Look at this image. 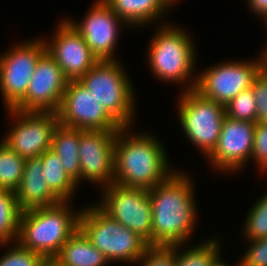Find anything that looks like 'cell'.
<instances>
[{
	"instance_id": "1",
	"label": "cell",
	"mask_w": 267,
	"mask_h": 266,
	"mask_svg": "<svg viewBox=\"0 0 267 266\" xmlns=\"http://www.w3.org/2000/svg\"><path fill=\"white\" fill-rule=\"evenodd\" d=\"M193 182L187 172L179 169L148 190L153 218L152 245L185 246L191 240L198 213Z\"/></svg>"
},
{
	"instance_id": "2",
	"label": "cell",
	"mask_w": 267,
	"mask_h": 266,
	"mask_svg": "<svg viewBox=\"0 0 267 266\" xmlns=\"http://www.w3.org/2000/svg\"><path fill=\"white\" fill-rule=\"evenodd\" d=\"M132 130L122 127L116 133L113 183L150 190L176 169L170 167L166 147L157 135Z\"/></svg>"
},
{
	"instance_id": "3",
	"label": "cell",
	"mask_w": 267,
	"mask_h": 266,
	"mask_svg": "<svg viewBox=\"0 0 267 266\" xmlns=\"http://www.w3.org/2000/svg\"><path fill=\"white\" fill-rule=\"evenodd\" d=\"M72 207L70 201H60L52 206L23 210L17 242L45 259H54L79 229L82 208Z\"/></svg>"
},
{
	"instance_id": "4",
	"label": "cell",
	"mask_w": 267,
	"mask_h": 266,
	"mask_svg": "<svg viewBox=\"0 0 267 266\" xmlns=\"http://www.w3.org/2000/svg\"><path fill=\"white\" fill-rule=\"evenodd\" d=\"M173 25L161 23L155 31L148 47V66L158 80L183 83L181 86L185 88L181 91L193 90L197 78L195 42L186 29Z\"/></svg>"
},
{
	"instance_id": "5",
	"label": "cell",
	"mask_w": 267,
	"mask_h": 266,
	"mask_svg": "<svg viewBox=\"0 0 267 266\" xmlns=\"http://www.w3.org/2000/svg\"><path fill=\"white\" fill-rule=\"evenodd\" d=\"M79 228L108 260L136 263L149 244L128 227L111 218L96 203L82 207Z\"/></svg>"
},
{
	"instance_id": "6",
	"label": "cell",
	"mask_w": 267,
	"mask_h": 266,
	"mask_svg": "<svg viewBox=\"0 0 267 266\" xmlns=\"http://www.w3.org/2000/svg\"><path fill=\"white\" fill-rule=\"evenodd\" d=\"M129 79L120 60H99L79 81L122 127H131L136 98Z\"/></svg>"
},
{
	"instance_id": "7",
	"label": "cell",
	"mask_w": 267,
	"mask_h": 266,
	"mask_svg": "<svg viewBox=\"0 0 267 266\" xmlns=\"http://www.w3.org/2000/svg\"><path fill=\"white\" fill-rule=\"evenodd\" d=\"M178 120L185 137L207 158L215 149L226 116L225 106L201 96L197 91L180 92Z\"/></svg>"
},
{
	"instance_id": "8",
	"label": "cell",
	"mask_w": 267,
	"mask_h": 266,
	"mask_svg": "<svg viewBox=\"0 0 267 266\" xmlns=\"http://www.w3.org/2000/svg\"><path fill=\"white\" fill-rule=\"evenodd\" d=\"M251 60L222 61L205 68L197 74L194 90L226 106L241 91L249 89L263 69L261 57Z\"/></svg>"
},
{
	"instance_id": "9",
	"label": "cell",
	"mask_w": 267,
	"mask_h": 266,
	"mask_svg": "<svg viewBox=\"0 0 267 266\" xmlns=\"http://www.w3.org/2000/svg\"><path fill=\"white\" fill-rule=\"evenodd\" d=\"M40 38L15 43L0 55V92L5 110L13 109L26 94L36 64L46 52Z\"/></svg>"
},
{
	"instance_id": "10",
	"label": "cell",
	"mask_w": 267,
	"mask_h": 266,
	"mask_svg": "<svg viewBox=\"0 0 267 266\" xmlns=\"http://www.w3.org/2000/svg\"><path fill=\"white\" fill-rule=\"evenodd\" d=\"M97 205L111 218L152 245V209L148 190L111 183Z\"/></svg>"
},
{
	"instance_id": "11",
	"label": "cell",
	"mask_w": 267,
	"mask_h": 266,
	"mask_svg": "<svg viewBox=\"0 0 267 266\" xmlns=\"http://www.w3.org/2000/svg\"><path fill=\"white\" fill-rule=\"evenodd\" d=\"M14 125L2 141L21 158H37L52 148V137L59 124L57 113L9 109Z\"/></svg>"
},
{
	"instance_id": "12",
	"label": "cell",
	"mask_w": 267,
	"mask_h": 266,
	"mask_svg": "<svg viewBox=\"0 0 267 266\" xmlns=\"http://www.w3.org/2000/svg\"><path fill=\"white\" fill-rule=\"evenodd\" d=\"M57 115L59 124L69 128L105 131L122 128L79 80L68 81Z\"/></svg>"
},
{
	"instance_id": "13",
	"label": "cell",
	"mask_w": 267,
	"mask_h": 266,
	"mask_svg": "<svg viewBox=\"0 0 267 266\" xmlns=\"http://www.w3.org/2000/svg\"><path fill=\"white\" fill-rule=\"evenodd\" d=\"M87 12L81 22L77 20V23L70 17L66 19L80 33L99 60H119L114 56V52L121 36L120 29L129 26L103 0L92 3Z\"/></svg>"
},
{
	"instance_id": "14",
	"label": "cell",
	"mask_w": 267,
	"mask_h": 266,
	"mask_svg": "<svg viewBox=\"0 0 267 266\" xmlns=\"http://www.w3.org/2000/svg\"><path fill=\"white\" fill-rule=\"evenodd\" d=\"M68 81L54 59L45 52L36 64L24 98L13 109L57 113Z\"/></svg>"
},
{
	"instance_id": "15",
	"label": "cell",
	"mask_w": 267,
	"mask_h": 266,
	"mask_svg": "<svg viewBox=\"0 0 267 266\" xmlns=\"http://www.w3.org/2000/svg\"><path fill=\"white\" fill-rule=\"evenodd\" d=\"M117 131L81 130L79 138L80 183L101 185L114 182V146Z\"/></svg>"
},
{
	"instance_id": "16",
	"label": "cell",
	"mask_w": 267,
	"mask_h": 266,
	"mask_svg": "<svg viewBox=\"0 0 267 266\" xmlns=\"http://www.w3.org/2000/svg\"><path fill=\"white\" fill-rule=\"evenodd\" d=\"M56 25L52 40L44 38L46 52L54 59L68 80H79L99 59L66 18L61 19Z\"/></svg>"
},
{
	"instance_id": "17",
	"label": "cell",
	"mask_w": 267,
	"mask_h": 266,
	"mask_svg": "<svg viewBox=\"0 0 267 266\" xmlns=\"http://www.w3.org/2000/svg\"><path fill=\"white\" fill-rule=\"evenodd\" d=\"M255 123L225 116L217 145L206 158L214 170L224 173L239 172L252 155ZM247 163V164H246Z\"/></svg>"
},
{
	"instance_id": "18",
	"label": "cell",
	"mask_w": 267,
	"mask_h": 266,
	"mask_svg": "<svg viewBox=\"0 0 267 266\" xmlns=\"http://www.w3.org/2000/svg\"><path fill=\"white\" fill-rule=\"evenodd\" d=\"M14 193L22 210L52 206L60 202L45 181L44 169L39 157L25 159L22 179Z\"/></svg>"
},
{
	"instance_id": "19",
	"label": "cell",
	"mask_w": 267,
	"mask_h": 266,
	"mask_svg": "<svg viewBox=\"0 0 267 266\" xmlns=\"http://www.w3.org/2000/svg\"><path fill=\"white\" fill-rule=\"evenodd\" d=\"M129 28L158 23L169 10L159 0H103ZM143 26V27H142Z\"/></svg>"
},
{
	"instance_id": "20",
	"label": "cell",
	"mask_w": 267,
	"mask_h": 266,
	"mask_svg": "<svg viewBox=\"0 0 267 266\" xmlns=\"http://www.w3.org/2000/svg\"><path fill=\"white\" fill-rule=\"evenodd\" d=\"M61 266H108L105 256L79 228L54 258Z\"/></svg>"
},
{
	"instance_id": "21",
	"label": "cell",
	"mask_w": 267,
	"mask_h": 266,
	"mask_svg": "<svg viewBox=\"0 0 267 266\" xmlns=\"http://www.w3.org/2000/svg\"><path fill=\"white\" fill-rule=\"evenodd\" d=\"M80 129L65 127L58 124L52 137V151L59 157L67 175L80 184L79 160Z\"/></svg>"
},
{
	"instance_id": "22",
	"label": "cell",
	"mask_w": 267,
	"mask_h": 266,
	"mask_svg": "<svg viewBox=\"0 0 267 266\" xmlns=\"http://www.w3.org/2000/svg\"><path fill=\"white\" fill-rule=\"evenodd\" d=\"M41 159L45 181L51 192L60 201H71L77 191V184L65 172L59 157L52 149L39 156Z\"/></svg>"
},
{
	"instance_id": "23",
	"label": "cell",
	"mask_w": 267,
	"mask_h": 266,
	"mask_svg": "<svg viewBox=\"0 0 267 266\" xmlns=\"http://www.w3.org/2000/svg\"><path fill=\"white\" fill-rule=\"evenodd\" d=\"M22 211L14 191L0 188V243L17 241Z\"/></svg>"
},
{
	"instance_id": "24",
	"label": "cell",
	"mask_w": 267,
	"mask_h": 266,
	"mask_svg": "<svg viewBox=\"0 0 267 266\" xmlns=\"http://www.w3.org/2000/svg\"><path fill=\"white\" fill-rule=\"evenodd\" d=\"M219 241L213 237L188 248L184 244L175 245V266H209L221 253Z\"/></svg>"
},
{
	"instance_id": "25",
	"label": "cell",
	"mask_w": 267,
	"mask_h": 266,
	"mask_svg": "<svg viewBox=\"0 0 267 266\" xmlns=\"http://www.w3.org/2000/svg\"><path fill=\"white\" fill-rule=\"evenodd\" d=\"M25 159L0 141V188L14 191L22 179Z\"/></svg>"
},
{
	"instance_id": "26",
	"label": "cell",
	"mask_w": 267,
	"mask_h": 266,
	"mask_svg": "<svg viewBox=\"0 0 267 266\" xmlns=\"http://www.w3.org/2000/svg\"><path fill=\"white\" fill-rule=\"evenodd\" d=\"M261 196L249 209L242 227L247 240L267 238V191Z\"/></svg>"
},
{
	"instance_id": "27",
	"label": "cell",
	"mask_w": 267,
	"mask_h": 266,
	"mask_svg": "<svg viewBox=\"0 0 267 266\" xmlns=\"http://www.w3.org/2000/svg\"><path fill=\"white\" fill-rule=\"evenodd\" d=\"M10 244L0 243V247L2 246V248L3 246L11 247L6 249V253L0 256V266H42L46 260L39 253L21 246L17 241Z\"/></svg>"
},
{
	"instance_id": "28",
	"label": "cell",
	"mask_w": 267,
	"mask_h": 266,
	"mask_svg": "<svg viewBox=\"0 0 267 266\" xmlns=\"http://www.w3.org/2000/svg\"><path fill=\"white\" fill-rule=\"evenodd\" d=\"M256 100L252 88L241 91L225 106L226 116L256 123Z\"/></svg>"
},
{
	"instance_id": "29",
	"label": "cell",
	"mask_w": 267,
	"mask_h": 266,
	"mask_svg": "<svg viewBox=\"0 0 267 266\" xmlns=\"http://www.w3.org/2000/svg\"><path fill=\"white\" fill-rule=\"evenodd\" d=\"M137 263L141 266H175V245H149Z\"/></svg>"
},
{
	"instance_id": "30",
	"label": "cell",
	"mask_w": 267,
	"mask_h": 266,
	"mask_svg": "<svg viewBox=\"0 0 267 266\" xmlns=\"http://www.w3.org/2000/svg\"><path fill=\"white\" fill-rule=\"evenodd\" d=\"M253 160L260 173L267 172V122L255 123L254 142L252 155Z\"/></svg>"
},
{
	"instance_id": "31",
	"label": "cell",
	"mask_w": 267,
	"mask_h": 266,
	"mask_svg": "<svg viewBox=\"0 0 267 266\" xmlns=\"http://www.w3.org/2000/svg\"><path fill=\"white\" fill-rule=\"evenodd\" d=\"M256 100V123L267 122V73L262 69L252 86Z\"/></svg>"
},
{
	"instance_id": "32",
	"label": "cell",
	"mask_w": 267,
	"mask_h": 266,
	"mask_svg": "<svg viewBox=\"0 0 267 266\" xmlns=\"http://www.w3.org/2000/svg\"><path fill=\"white\" fill-rule=\"evenodd\" d=\"M246 241L250 245L240 259L241 266H267V238Z\"/></svg>"
},
{
	"instance_id": "33",
	"label": "cell",
	"mask_w": 267,
	"mask_h": 266,
	"mask_svg": "<svg viewBox=\"0 0 267 266\" xmlns=\"http://www.w3.org/2000/svg\"><path fill=\"white\" fill-rule=\"evenodd\" d=\"M246 2L250 12L257 14L258 18L261 19L267 15V0H246Z\"/></svg>"
},
{
	"instance_id": "34",
	"label": "cell",
	"mask_w": 267,
	"mask_h": 266,
	"mask_svg": "<svg viewBox=\"0 0 267 266\" xmlns=\"http://www.w3.org/2000/svg\"><path fill=\"white\" fill-rule=\"evenodd\" d=\"M222 258V255L219 254L213 261L212 263L209 265V266H231L229 263H226L223 258ZM236 266H241L240 264V261H238V263L236 264Z\"/></svg>"
},
{
	"instance_id": "35",
	"label": "cell",
	"mask_w": 267,
	"mask_h": 266,
	"mask_svg": "<svg viewBox=\"0 0 267 266\" xmlns=\"http://www.w3.org/2000/svg\"><path fill=\"white\" fill-rule=\"evenodd\" d=\"M169 11L171 10V7H174L173 5L177 4L179 0H159Z\"/></svg>"
},
{
	"instance_id": "36",
	"label": "cell",
	"mask_w": 267,
	"mask_h": 266,
	"mask_svg": "<svg viewBox=\"0 0 267 266\" xmlns=\"http://www.w3.org/2000/svg\"><path fill=\"white\" fill-rule=\"evenodd\" d=\"M260 56L263 60V70L267 73V50H261Z\"/></svg>"
},
{
	"instance_id": "37",
	"label": "cell",
	"mask_w": 267,
	"mask_h": 266,
	"mask_svg": "<svg viewBox=\"0 0 267 266\" xmlns=\"http://www.w3.org/2000/svg\"><path fill=\"white\" fill-rule=\"evenodd\" d=\"M42 266H61V265L54 259H46Z\"/></svg>"
},
{
	"instance_id": "38",
	"label": "cell",
	"mask_w": 267,
	"mask_h": 266,
	"mask_svg": "<svg viewBox=\"0 0 267 266\" xmlns=\"http://www.w3.org/2000/svg\"><path fill=\"white\" fill-rule=\"evenodd\" d=\"M265 22V24L267 25V15L263 18V23ZM267 27V26H266ZM267 46V44H266ZM263 47V50H267V47Z\"/></svg>"
}]
</instances>
